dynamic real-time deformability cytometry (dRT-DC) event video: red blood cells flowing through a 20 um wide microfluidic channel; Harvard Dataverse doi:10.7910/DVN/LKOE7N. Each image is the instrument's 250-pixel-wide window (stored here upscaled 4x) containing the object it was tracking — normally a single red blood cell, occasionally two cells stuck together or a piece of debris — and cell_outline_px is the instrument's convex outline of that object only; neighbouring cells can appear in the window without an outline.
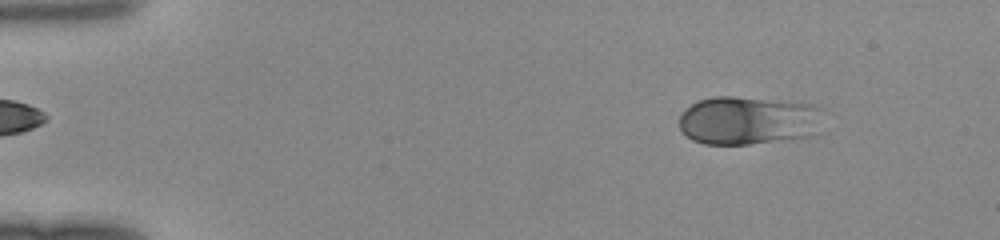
{"species": "human", "species_latin": "Homo sapiens", "temperature_condition": "room temperature", "stored_images_in_passage": 46, "camera_frame_rate_fps": 3000, "um_per_image_px": 0.085, "donor": {"sex": "female"}, "frame": {"image": 1, "passage_image": 5, "time_ms": 1.333, "image_size_px": [1000, 240], "cell_outline_px": [[824, 108], [820, 136], [748, 144], [704, 144], [692, 140], [680, 132], [680, 116], [696, 100], [712, 96], [736, 96], [792, 100], [816, 104]], "centroid_in_image_um": [63.74, 10.22], "position_along_channel_um": 21.3, "area_um2": 42.31}}
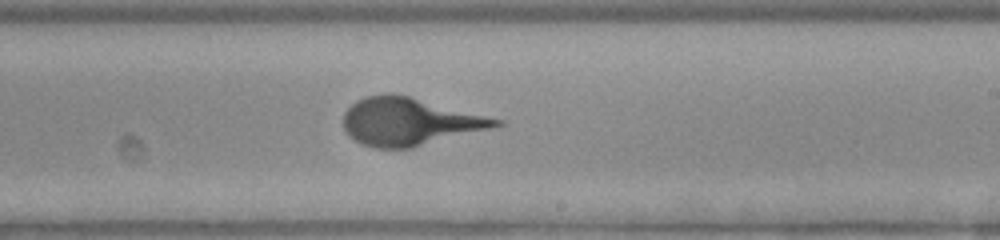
{"frame": {"image": 2, "passage_image": 28, "time_ms": 9.0, "image_size_px": [1000, 240], "cell_outline_px": [[504, 124], [412, 148], [372, 148], [348, 136], [344, 128], [344, 112], [356, 100], [368, 96], [388, 92], [392, 92], [504, 120]], "centroid_in_image_um": [34.76, 10.33], "position_along_channel_um": 254.2, "area_um2": 41.91}}
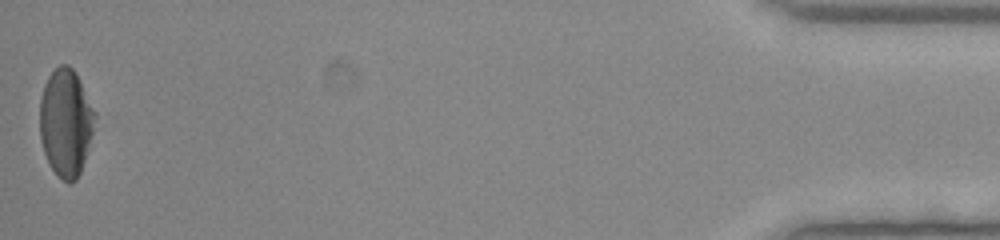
{"frame": {"image": 3, "passage_image": 46, "time_ms": 15.0, "image_size_px": [1000, 240], "cell_outline_px": [[96, 116], [92, 132], [84, 160], [80, 172], [76, 180], [68, 184], [52, 168], [44, 152], [40, 140], [40, 96], [44, 84], [48, 76], [60, 64], [68, 64], [76, 72], [96, 112]], "centroid_in_image_um": [5.58, 10.37], "position_along_channel_um": 429.6, "area_um2": 34.33}}